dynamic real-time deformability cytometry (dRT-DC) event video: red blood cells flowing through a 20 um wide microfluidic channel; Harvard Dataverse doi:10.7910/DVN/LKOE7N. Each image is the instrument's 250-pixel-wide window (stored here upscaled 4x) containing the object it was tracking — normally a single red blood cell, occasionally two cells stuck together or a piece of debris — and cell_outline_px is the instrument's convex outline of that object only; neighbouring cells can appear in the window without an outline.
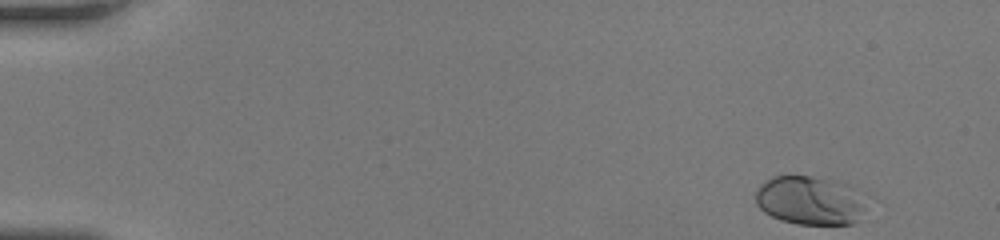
{"species": "human", "species_latin": "Homo sapiens", "temperature_condition": "room temperature", "stored_images_in_passage": 48, "camera_frame_rate_fps": 3000, "um_per_image_px": 0.085, "donor": {"sex": "female"}, "frame": {"image": 1, "passage_image": 1, "time_ms": 0.0, "image_size_px": [1000, 240], "cell_outline_px": [[864, 200], [856, 220], [852, 224], [796, 224], [780, 220], [764, 212], [756, 204], [756, 192], [760, 184], [772, 176], [812, 176], [836, 180], [848, 184]], "centroid_in_image_um": [68.76, 17.02], "position_along_channel_um": 16.2, "area_um2": 31.1}}
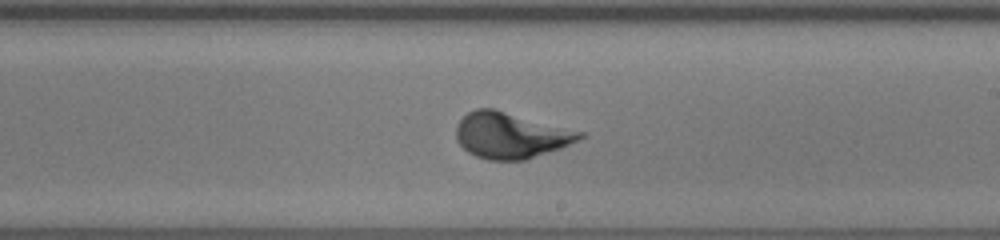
{"frame": {"image": 2, "passage_image": 28, "time_ms": 9.0, "image_size_px": [1000, 240], "cell_outline_px": [[588, 136], [560, 148], [524, 160], [488, 160], [476, 156], [468, 152], [456, 140], [456, 124], [468, 112], [476, 108], [492, 108], [584, 132]], "centroid_in_image_um": [43.4, 11.5], "position_along_channel_um": 245.6, "area_um2": 32.95}}
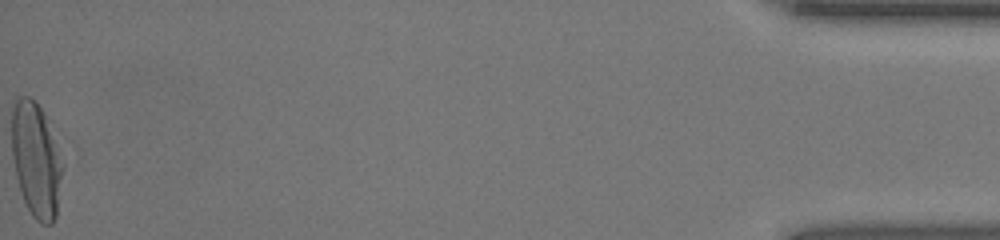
{"frame": {"image": 3, "passage_image": 48, "time_ms": 15.667, "image_size_px": [1000, 240], "cell_outline_px": [[64, 168], [56, 216], [52, 224], [40, 224], [32, 216], [24, 200], [16, 176], [12, 156], [12, 108], [16, 100], [20, 96], [28, 96], [40, 108], [44, 116], [64, 164]], "centroid_in_image_um": [3.07, 13.65], "position_along_channel_um": 432.1, "area_um2": 33.58}}